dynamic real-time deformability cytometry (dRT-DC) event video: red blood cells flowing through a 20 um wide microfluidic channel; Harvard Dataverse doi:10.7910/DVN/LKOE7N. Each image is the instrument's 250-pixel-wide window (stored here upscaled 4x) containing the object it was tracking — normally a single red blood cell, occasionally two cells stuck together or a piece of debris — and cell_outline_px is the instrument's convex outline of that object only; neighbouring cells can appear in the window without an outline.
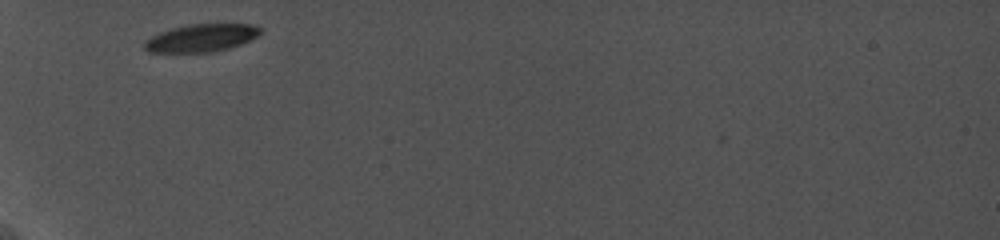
{"species": "common noctule bat (a hibernating species)", "species_latin": "Nyctalus noctula", "temperature_condition": "cold", "stored_images_in_passage": 47, "camera_frame_rate_fps": 5000, "um_per_image_px": 0.085, "animal": {"sex": "female", "body_mass_g": 19.0, "forearm_length_mm": 56.7}, "frame": {"image": 1, "passage_image": 2, "time_ms": 0.2, "image_size_px": [1000, 240], "cell_outline_px": [[264, 32], [240, 44], [228, 48], [212, 52], [148, 52], [144, 48], [144, 40], [160, 32], [172, 28], [188, 24], [252, 24], [264, 28]], "centroid_in_image_um": [17.12, 3.21], "position_along_channel_um": 67.9, "area_um2": 18.73}}
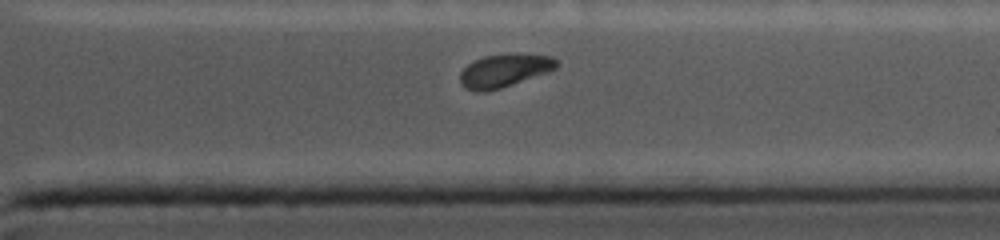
{"frame": {"image": 2, "passage_image": 42, "time_ms": 8.6, "image_size_px": [1000, 240], "cell_outline_px": [[556, 68], [548, 72], [488, 92], [476, 92], [464, 88], [460, 84], [460, 72], [468, 64], [484, 56], [552, 56], [556, 60]], "centroid_in_image_um": [42.78, 6.06], "position_along_channel_um": 368.6, "area_um2": 17.8}}
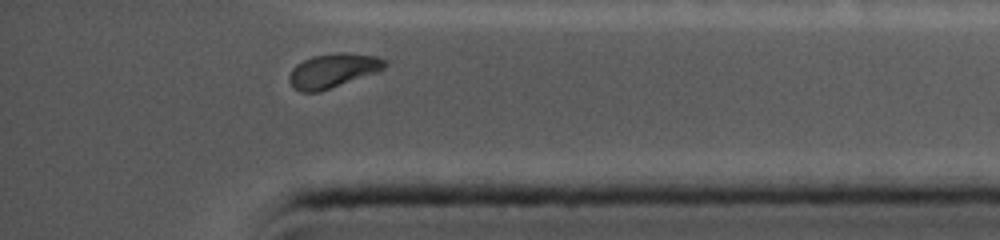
{"frame": {"image": 3, "passage_image": 47, "time_ms": 9.6, "image_size_px": [1000, 240], "cell_outline_px": [[388, 64], [384, 68], [376, 72], [320, 92], [300, 92], [292, 88], [288, 80], [288, 76], [292, 68], [296, 64], [312, 56], [340, 52], [376, 56], [384, 60]], "centroid_in_image_um": [28.24, 6.01], "position_along_channel_um": 407.0, "area_um2": 19.02}}